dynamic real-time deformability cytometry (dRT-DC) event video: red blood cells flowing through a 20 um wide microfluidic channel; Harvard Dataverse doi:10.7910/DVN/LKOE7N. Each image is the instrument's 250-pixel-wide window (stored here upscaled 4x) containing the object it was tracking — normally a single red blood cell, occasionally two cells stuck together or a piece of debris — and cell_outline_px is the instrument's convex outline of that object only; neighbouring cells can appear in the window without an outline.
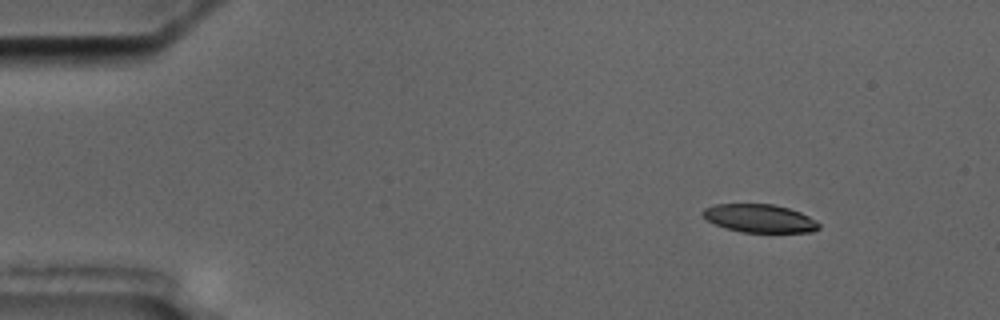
{"species": "common noctule bat (a hibernating species)", "species_latin": "Nyctalus noctula", "temperature_condition": "cold", "stored_images_in_passage": 6, "camera_frame_rate_fps": 3000, "um_per_image_px": 0.085, "animal": {"sex": "male", "body_mass_g": 17.5, "forearm_length_mm": 52.3}, "frame": {"image": 1, "passage_image": 3, "time_ms": 2.333, "image_size_px": [1000, 320], "cell_outline_px": [[820, 228], [812, 232], [740, 232], [724, 228], [708, 220], [700, 212], [704, 208], [716, 204], [772, 204], [788, 208], [800, 212], [816, 220], [820, 224]], "centroid_in_image_um": [64.57, 18.56], "position_along_channel_um": 20.4, "area_um2": 19.07}}
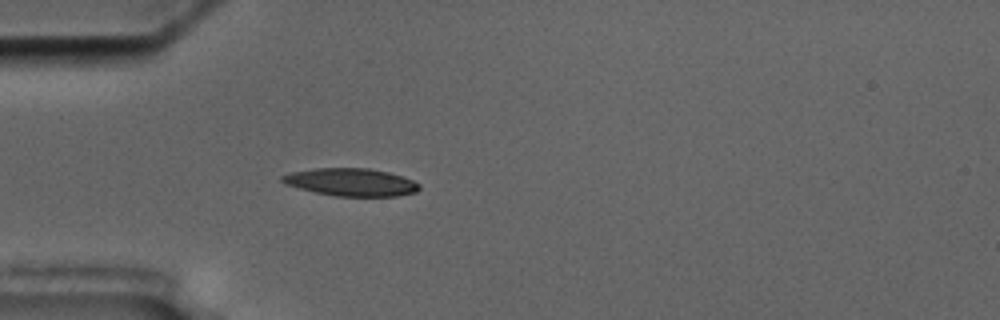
{"frame": {"image": 2, "passage_image": 6, "time_ms": 5.667, "image_size_px": [1000, 320], "cell_outline_px": [[420, 188], [416, 192], [396, 196], [336, 196], [316, 192], [284, 184], [280, 180], [280, 176], [292, 172], [316, 168], [368, 168], [388, 172], [404, 176], [420, 184]], "centroid_in_image_um": [29.85, 15.48], "position_along_channel_um": 55.1, "area_um2": 22.08}}